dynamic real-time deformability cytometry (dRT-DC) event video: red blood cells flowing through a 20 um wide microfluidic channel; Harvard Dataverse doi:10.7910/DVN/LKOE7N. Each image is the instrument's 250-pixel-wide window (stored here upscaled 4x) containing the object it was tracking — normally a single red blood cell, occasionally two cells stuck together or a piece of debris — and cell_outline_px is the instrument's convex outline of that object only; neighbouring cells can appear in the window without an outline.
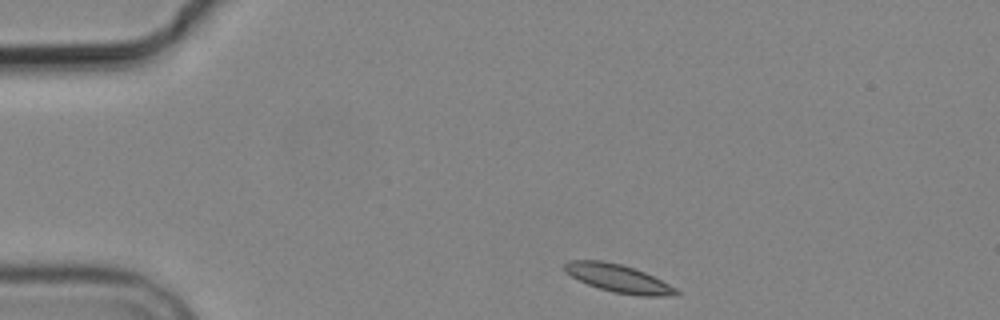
{"species": "common noctule bat (a hibernating species)", "species_latin": "Nyctalus noctula", "temperature_condition": "cold", "stored_images_in_passage": 2, "camera_frame_rate_fps": 3000, "um_per_image_px": 0.085, "animal": {"sex": "male", "body_mass_g": 19.2, "forearm_length_mm": 51.8}, "frame": {"image": 1, "passage_image": 1, "time_ms": 0.0, "image_size_px": [1000, 320], "cell_outline_px": [[680, 296], [640, 296], [612, 292], [588, 284], [572, 276], [564, 268], [564, 264], [568, 260], [600, 260], [620, 264], [644, 272], [676, 288], [680, 292]], "centroid_in_image_um": [52.6, 23.68], "position_along_channel_um": 32.4, "area_um2": 17.92}}